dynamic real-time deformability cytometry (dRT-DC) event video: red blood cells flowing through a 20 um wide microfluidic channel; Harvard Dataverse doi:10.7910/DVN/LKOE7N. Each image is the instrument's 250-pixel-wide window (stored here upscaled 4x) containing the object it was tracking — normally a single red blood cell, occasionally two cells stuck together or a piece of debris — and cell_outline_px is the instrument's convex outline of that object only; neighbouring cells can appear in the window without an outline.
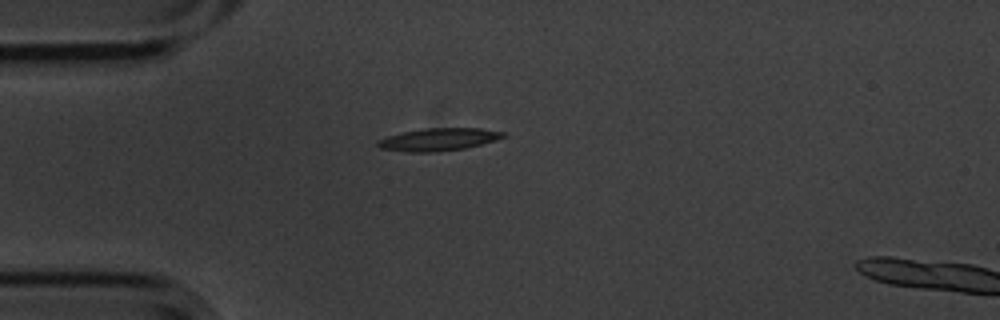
{"species": "common noctule bat (a hibernating species)", "species_latin": "Nyctalus noctula", "temperature_condition": "cold", "stored_images_in_passage": 2, "camera_frame_rate_fps": 3000, "um_per_image_px": 0.085, "animal": {"sex": "male", "body_mass_g": 20.1, "forearm_length_mm": 53.5}, "frame": {"image": 1, "passage_image": 1, "time_ms": 0.0, "image_size_px": [1000, 320], "cell_outline_px": [[508, 136], [480, 144], [464, 148], [432, 152], [408, 152], [380, 148], [376, 144], [376, 140], [388, 136], [404, 132], [424, 128], [480, 128], [508, 132]], "centroid_in_image_um": [37.3, 11.84], "position_along_channel_um": 47.7, "area_um2": 16.47}}